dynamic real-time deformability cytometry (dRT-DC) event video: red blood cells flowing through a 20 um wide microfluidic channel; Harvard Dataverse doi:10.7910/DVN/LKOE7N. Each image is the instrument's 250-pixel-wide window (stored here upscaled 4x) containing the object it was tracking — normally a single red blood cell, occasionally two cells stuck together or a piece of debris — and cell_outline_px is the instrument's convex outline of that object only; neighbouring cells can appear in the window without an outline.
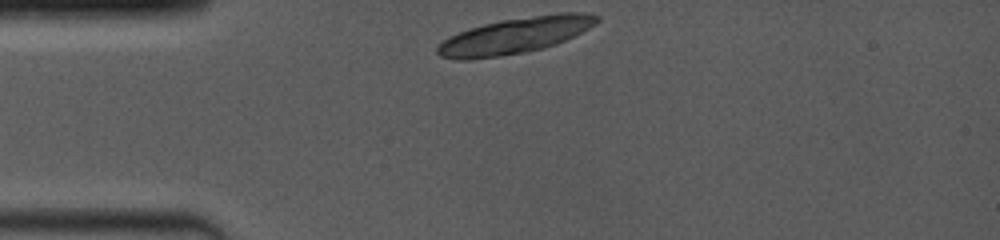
{"species": "common noctule bat (a hibernating species)", "species_latin": "Nyctalus noctula", "temperature_condition": "room temperature", "stored_images_in_passage": 1, "camera_frame_rate_fps": 4000, "um_per_image_px": 0.085, "animal": {"sex": "female", "body_mass_g": 19.0, "forearm_length_mm": 53.3}, "frame": {"image": 1, "passage_image": 1, "time_ms": 0.0, "image_size_px": [1000, 240], "cell_outline_px": [[600, 20], [596, 24], [556, 44], [544, 48], [524, 52], [500, 56], [468, 60], [456, 60], [440, 56], [436, 52], [436, 48], [448, 36], [484, 24], [500, 20], [560, 12], [584, 12], [600, 16]], "centroid_in_image_um": [43.78, 3.02], "position_along_channel_um": 41.2, "area_um2": 33.29}}